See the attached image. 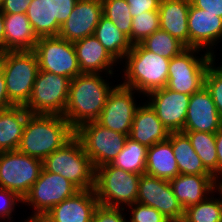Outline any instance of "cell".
Segmentation results:
<instances>
[{"mask_svg":"<svg viewBox=\"0 0 222 222\" xmlns=\"http://www.w3.org/2000/svg\"><path fill=\"white\" fill-rule=\"evenodd\" d=\"M81 73L70 81L68 102L63 114L76 130L81 124L96 121L115 87L107 80L113 74ZM111 85V86H110Z\"/></svg>","mask_w":222,"mask_h":222,"instance_id":"cell-1","label":"cell"},{"mask_svg":"<svg viewBox=\"0 0 222 222\" xmlns=\"http://www.w3.org/2000/svg\"><path fill=\"white\" fill-rule=\"evenodd\" d=\"M75 136V129L62 115L30 113L18 151L44 160Z\"/></svg>","mask_w":222,"mask_h":222,"instance_id":"cell-2","label":"cell"},{"mask_svg":"<svg viewBox=\"0 0 222 222\" xmlns=\"http://www.w3.org/2000/svg\"><path fill=\"white\" fill-rule=\"evenodd\" d=\"M125 62V64H124ZM170 59L150 52L140 43L133 44L123 63L121 84L147 95L149 92L167 85ZM124 68V69H123Z\"/></svg>","mask_w":222,"mask_h":222,"instance_id":"cell-3","label":"cell"},{"mask_svg":"<svg viewBox=\"0 0 222 222\" xmlns=\"http://www.w3.org/2000/svg\"><path fill=\"white\" fill-rule=\"evenodd\" d=\"M43 168L50 173L62 175L79 190L95 188L96 169L76 136L46 157Z\"/></svg>","mask_w":222,"mask_h":222,"instance_id":"cell-4","label":"cell"},{"mask_svg":"<svg viewBox=\"0 0 222 222\" xmlns=\"http://www.w3.org/2000/svg\"><path fill=\"white\" fill-rule=\"evenodd\" d=\"M0 66L9 100L15 106H25L39 71L36 54L33 50L3 52L0 53Z\"/></svg>","mask_w":222,"mask_h":222,"instance_id":"cell-5","label":"cell"},{"mask_svg":"<svg viewBox=\"0 0 222 222\" xmlns=\"http://www.w3.org/2000/svg\"><path fill=\"white\" fill-rule=\"evenodd\" d=\"M140 176L110 164L96 168L95 193L99 204L126 208L137 201Z\"/></svg>","mask_w":222,"mask_h":222,"instance_id":"cell-6","label":"cell"},{"mask_svg":"<svg viewBox=\"0 0 222 222\" xmlns=\"http://www.w3.org/2000/svg\"><path fill=\"white\" fill-rule=\"evenodd\" d=\"M215 57L199 48H186L170 59L166 87L188 95L198 92L205 86L208 66Z\"/></svg>","mask_w":222,"mask_h":222,"instance_id":"cell-7","label":"cell"},{"mask_svg":"<svg viewBox=\"0 0 222 222\" xmlns=\"http://www.w3.org/2000/svg\"><path fill=\"white\" fill-rule=\"evenodd\" d=\"M42 169V160L18 150L0 152V188L10 190L23 200Z\"/></svg>","mask_w":222,"mask_h":222,"instance_id":"cell-8","label":"cell"},{"mask_svg":"<svg viewBox=\"0 0 222 222\" xmlns=\"http://www.w3.org/2000/svg\"><path fill=\"white\" fill-rule=\"evenodd\" d=\"M70 79L39 70L33 85L31 97L24 106L32 114H64Z\"/></svg>","mask_w":222,"mask_h":222,"instance_id":"cell-9","label":"cell"},{"mask_svg":"<svg viewBox=\"0 0 222 222\" xmlns=\"http://www.w3.org/2000/svg\"><path fill=\"white\" fill-rule=\"evenodd\" d=\"M75 136L81 141L95 169L110 164L123 149L128 137L103 127L97 121L81 124L75 130Z\"/></svg>","mask_w":222,"mask_h":222,"instance_id":"cell-10","label":"cell"},{"mask_svg":"<svg viewBox=\"0 0 222 222\" xmlns=\"http://www.w3.org/2000/svg\"><path fill=\"white\" fill-rule=\"evenodd\" d=\"M33 51L38 59L39 70L62 75L70 80L82 73L73 42L59 36L41 37Z\"/></svg>","mask_w":222,"mask_h":222,"instance_id":"cell-11","label":"cell"},{"mask_svg":"<svg viewBox=\"0 0 222 222\" xmlns=\"http://www.w3.org/2000/svg\"><path fill=\"white\" fill-rule=\"evenodd\" d=\"M78 191L80 190L62 175L50 173L43 168L22 203L33 208L32 215L44 216L55 205Z\"/></svg>","mask_w":222,"mask_h":222,"instance_id":"cell-12","label":"cell"},{"mask_svg":"<svg viewBox=\"0 0 222 222\" xmlns=\"http://www.w3.org/2000/svg\"><path fill=\"white\" fill-rule=\"evenodd\" d=\"M135 92L137 93L121 83L116 84L96 121L105 128L129 136L134 114L139 106L135 99Z\"/></svg>","mask_w":222,"mask_h":222,"instance_id":"cell-13","label":"cell"},{"mask_svg":"<svg viewBox=\"0 0 222 222\" xmlns=\"http://www.w3.org/2000/svg\"><path fill=\"white\" fill-rule=\"evenodd\" d=\"M136 202L157 209L170 222L183 221L184 209L175 197L168 180L142 174Z\"/></svg>","mask_w":222,"mask_h":222,"instance_id":"cell-14","label":"cell"},{"mask_svg":"<svg viewBox=\"0 0 222 222\" xmlns=\"http://www.w3.org/2000/svg\"><path fill=\"white\" fill-rule=\"evenodd\" d=\"M145 97L170 133L182 132L191 95L175 92L165 86L149 92Z\"/></svg>","mask_w":222,"mask_h":222,"instance_id":"cell-15","label":"cell"},{"mask_svg":"<svg viewBox=\"0 0 222 222\" xmlns=\"http://www.w3.org/2000/svg\"><path fill=\"white\" fill-rule=\"evenodd\" d=\"M187 25L189 48H199L216 56L213 49L222 41V18L190 3Z\"/></svg>","mask_w":222,"mask_h":222,"instance_id":"cell-16","label":"cell"},{"mask_svg":"<svg viewBox=\"0 0 222 222\" xmlns=\"http://www.w3.org/2000/svg\"><path fill=\"white\" fill-rule=\"evenodd\" d=\"M102 15L101 0H77L69 17L61 25L58 36L69 42L91 36Z\"/></svg>","mask_w":222,"mask_h":222,"instance_id":"cell-17","label":"cell"},{"mask_svg":"<svg viewBox=\"0 0 222 222\" xmlns=\"http://www.w3.org/2000/svg\"><path fill=\"white\" fill-rule=\"evenodd\" d=\"M221 127L220 115L210 92L204 86L190 97L182 131L216 133Z\"/></svg>","mask_w":222,"mask_h":222,"instance_id":"cell-18","label":"cell"},{"mask_svg":"<svg viewBox=\"0 0 222 222\" xmlns=\"http://www.w3.org/2000/svg\"><path fill=\"white\" fill-rule=\"evenodd\" d=\"M98 205L95 190H80L55 205L44 216L50 222H92L93 213Z\"/></svg>","mask_w":222,"mask_h":222,"instance_id":"cell-19","label":"cell"},{"mask_svg":"<svg viewBox=\"0 0 222 222\" xmlns=\"http://www.w3.org/2000/svg\"><path fill=\"white\" fill-rule=\"evenodd\" d=\"M80 70L82 73H114L118 63L94 36H86L73 42Z\"/></svg>","mask_w":222,"mask_h":222,"instance_id":"cell-20","label":"cell"},{"mask_svg":"<svg viewBox=\"0 0 222 222\" xmlns=\"http://www.w3.org/2000/svg\"><path fill=\"white\" fill-rule=\"evenodd\" d=\"M141 103L135 111L129 137L147 147L166 141L170 132L151 105L147 101Z\"/></svg>","mask_w":222,"mask_h":222,"instance_id":"cell-21","label":"cell"},{"mask_svg":"<svg viewBox=\"0 0 222 222\" xmlns=\"http://www.w3.org/2000/svg\"><path fill=\"white\" fill-rule=\"evenodd\" d=\"M216 181L213 175L179 174L169 182L175 197L185 210L203 201L210 194L214 193L215 197Z\"/></svg>","mask_w":222,"mask_h":222,"instance_id":"cell-22","label":"cell"},{"mask_svg":"<svg viewBox=\"0 0 222 222\" xmlns=\"http://www.w3.org/2000/svg\"><path fill=\"white\" fill-rule=\"evenodd\" d=\"M190 0H160V30L168 32L189 48L188 11Z\"/></svg>","mask_w":222,"mask_h":222,"instance_id":"cell-23","label":"cell"},{"mask_svg":"<svg viewBox=\"0 0 222 222\" xmlns=\"http://www.w3.org/2000/svg\"><path fill=\"white\" fill-rule=\"evenodd\" d=\"M5 52L31 51L38 37L25 13L4 14Z\"/></svg>","mask_w":222,"mask_h":222,"instance_id":"cell-24","label":"cell"},{"mask_svg":"<svg viewBox=\"0 0 222 222\" xmlns=\"http://www.w3.org/2000/svg\"><path fill=\"white\" fill-rule=\"evenodd\" d=\"M29 114L24 106L0 111V152L18 149Z\"/></svg>","mask_w":222,"mask_h":222,"instance_id":"cell-25","label":"cell"},{"mask_svg":"<svg viewBox=\"0 0 222 222\" xmlns=\"http://www.w3.org/2000/svg\"><path fill=\"white\" fill-rule=\"evenodd\" d=\"M145 173L168 181L179 175L172 144L168 139L148 147Z\"/></svg>","mask_w":222,"mask_h":222,"instance_id":"cell-26","label":"cell"},{"mask_svg":"<svg viewBox=\"0 0 222 222\" xmlns=\"http://www.w3.org/2000/svg\"><path fill=\"white\" fill-rule=\"evenodd\" d=\"M168 140L172 144L179 174L212 175L202 164L184 132H171Z\"/></svg>","mask_w":222,"mask_h":222,"instance_id":"cell-27","label":"cell"},{"mask_svg":"<svg viewBox=\"0 0 222 222\" xmlns=\"http://www.w3.org/2000/svg\"><path fill=\"white\" fill-rule=\"evenodd\" d=\"M93 35L99 40L111 56L122 65L126 54L132 49L128 36L120 31L115 24L102 15Z\"/></svg>","mask_w":222,"mask_h":222,"instance_id":"cell-28","label":"cell"},{"mask_svg":"<svg viewBox=\"0 0 222 222\" xmlns=\"http://www.w3.org/2000/svg\"><path fill=\"white\" fill-rule=\"evenodd\" d=\"M26 15L38 38L58 36L60 26L51 22L50 0H32Z\"/></svg>","mask_w":222,"mask_h":222,"instance_id":"cell-29","label":"cell"},{"mask_svg":"<svg viewBox=\"0 0 222 222\" xmlns=\"http://www.w3.org/2000/svg\"><path fill=\"white\" fill-rule=\"evenodd\" d=\"M148 147L127 137L123 149L116 158L111 162L115 167L124 171L145 174Z\"/></svg>","mask_w":222,"mask_h":222,"instance_id":"cell-30","label":"cell"},{"mask_svg":"<svg viewBox=\"0 0 222 222\" xmlns=\"http://www.w3.org/2000/svg\"><path fill=\"white\" fill-rule=\"evenodd\" d=\"M190 139L191 145L200 157L204 167L217 180V150L215 146V133L182 131Z\"/></svg>","mask_w":222,"mask_h":222,"instance_id":"cell-31","label":"cell"},{"mask_svg":"<svg viewBox=\"0 0 222 222\" xmlns=\"http://www.w3.org/2000/svg\"><path fill=\"white\" fill-rule=\"evenodd\" d=\"M182 222H222V199L210 194L206 199L184 210Z\"/></svg>","mask_w":222,"mask_h":222,"instance_id":"cell-32","label":"cell"},{"mask_svg":"<svg viewBox=\"0 0 222 222\" xmlns=\"http://www.w3.org/2000/svg\"><path fill=\"white\" fill-rule=\"evenodd\" d=\"M140 44L150 52L171 59L179 55L186 47L168 32L157 30Z\"/></svg>","mask_w":222,"mask_h":222,"instance_id":"cell-33","label":"cell"},{"mask_svg":"<svg viewBox=\"0 0 222 222\" xmlns=\"http://www.w3.org/2000/svg\"><path fill=\"white\" fill-rule=\"evenodd\" d=\"M103 15L109 18L115 26L128 37L132 29V15L125 0H101Z\"/></svg>","mask_w":222,"mask_h":222,"instance_id":"cell-34","label":"cell"},{"mask_svg":"<svg viewBox=\"0 0 222 222\" xmlns=\"http://www.w3.org/2000/svg\"><path fill=\"white\" fill-rule=\"evenodd\" d=\"M131 25V34L128 38L132 44L140 43L160 29L159 11L142 12V14L132 18Z\"/></svg>","mask_w":222,"mask_h":222,"instance_id":"cell-35","label":"cell"},{"mask_svg":"<svg viewBox=\"0 0 222 222\" xmlns=\"http://www.w3.org/2000/svg\"><path fill=\"white\" fill-rule=\"evenodd\" d=\"M215 61L216 59L208 66L205 75V87L210 92L222 120V65L218 66Z\"/></svg>","mask_w":222,"mask_h":222,"instance_id":"cell-36","label":"cell"},{"mask_svg":"<svg viewBox=\"0 0 222 222\" xmlns=\"http://www.w3.org/2000/svg\"><path fill=\"white\" fill-rule=\"evenodd\" d=\"M128 222H170L157 209L135 202L128 206Z\"/></svg>","mask_w":222,"mask_h":222,"instance_id":"cell-37","label":"cell"},{"mask_svg":"<svg viewBox=\"0 0 222 222\" xmlns=\"http://www.w3.org/2000/svg\"><path fill=\"white\" fill-rule=\"evenodd\" d=\"M19 202L22 204V199L10 190L0 188V221L12 222L13 216L11 215L16 209ZM7 219V220H5Z\"/></svg>","mask_w":222,"mask_h":222,"instance_id":"cell-38","label":"cell"},{"mask_svg":"<svg viewBox=\"0 0 222 222\" xmlns=\"http://www.w3.org/2000/svg\"><path fill=\"white\" fill-rule=\"evenodd\" d=\"M124 208L107 207L99 204L92 217V222H128Z\"/></svg>","mask_w":222,"mask_h":222,"instance_id":"cell-39","label":"cell"},{"mask_svg":"<svg viewBox=\"0 0 222 222\" xmlns=\"http://www.w3.org/2000/svg\"><path fill=\"white\" fill-rule=\"evenodd\" d=\"M77 0H50L51 22L61 25L67 20Z\"/></svg>","mask_w":222,"mask_h":222,"instance_id":"cell-40","label":"cell"},{"mask_svg":"<svg viewBox=\"0 0 222 222\" xmlns=\"http://www.w3.org/2000/svg\"><path fill=\"white\" fill-rule=\"evenodd\" d=\"M129 5L132 17L142 12L156 11L159 9L160 0H125Z\"/></svg>","mask_w":222,"mask_h":222,"instance_id":"cell-41","label":"cell"},{"mask_svg":"<svg viewBox=\"0 0 222 222\" xmlns=\"http://www.w3.org/2000/svg\"><path fill=\"white\" fill-rule=\"evenodd\" d=\"M32 0H4L1 7L3 14L25 13Z\"/></svg>","mask_w":222,"mask_h":222,"instance_id":"cell-42","label":"cell"},{"mask_svg":"<svg viewBox=\"0 0 222 222\" xmlns=\"http://www.w3.org/2000/svg\"><path fill=\"white\" fill-rule=\"evenodd\" d=\"M190 2L194 7L222 18V0H190Z\"/></svg>","mask_w":222,"mask_h":222,"instance_id":"cell-43","label":"cell"},{"mask_svg":"<svg viewBox=\"0 0 222 222\" xmlns=\"http://www.w3.org/2000/svg\"><path fill=\"white\" fill-rule=\"evenodd\" d=\"M13 106L15 105L9 100L7 89H6V83L4 79V73L0 66V111L9 109Z\"/></svg>","mask_w":222,"mask_h":222,"instance_id":"cell-44","label":"cell"},{"mask_svg":"<svg viewBox=\"0 0 222 222\" xmlns=\"http://www.w3.org/2000/svg\"><path fill=\"white\" fill-rule=\"evenodd\" d=\"M217 150V180H222V127L215 133Z\"/></svg>","mask_w":222,"mask_h":222,"instance_id":"cell-45","label":"cell"},{"mask_svg":"<svg viewBox=\"0 0 222 222\" xmlns=\"http://www.w3.org/2000/svg\"><path fill=\"white\" fill-rule=\"evenodd\" d=\"M5 52L4 14L0 10V53Z\"/></svg>","mask_w":222,"mask_h":222,"instance_id":"cell-46","label":"cell"},{"mask_svg":"<svg viewBox=\"0 0 222 222\" xmlns=\"http://www.w3.org/2000/svg\"><path fill=\"white\" fill-rule=\"evenodd\" d=\"M24 222H50L45 216L43 215H31L27 217Z\"/></svg>","mask_w":222,"mask_h":222,"instance_id":"cell-47","label":"cell"},{"mask_svg":"<svg viewBox=\"0 0 222 222\" xmlns=\"http://www.w3.org/2000/svg\"><path fill=\"white\" fill-rule=\"evenodd\" d=\"M215 193H218L222 199V180H217L215 184Z\"/></svg>","mask_w":222,"mask_h":222,"instance_id":"cell-48","label":"cell"},{"mask_svg":"<svg viewBox=\"0 0 222 222\" xmlns=\"http://www.w3.org/2000/svg\"><path fill=\"white\" fill-rule=\"evenodd\" d=\"M3 2H4V0H0V10H1V7L3 5Z\"/></svg>","mask_w":222,"mask_h":222,"instance_id":"cell-49","label":"cell"}]
</instances>
